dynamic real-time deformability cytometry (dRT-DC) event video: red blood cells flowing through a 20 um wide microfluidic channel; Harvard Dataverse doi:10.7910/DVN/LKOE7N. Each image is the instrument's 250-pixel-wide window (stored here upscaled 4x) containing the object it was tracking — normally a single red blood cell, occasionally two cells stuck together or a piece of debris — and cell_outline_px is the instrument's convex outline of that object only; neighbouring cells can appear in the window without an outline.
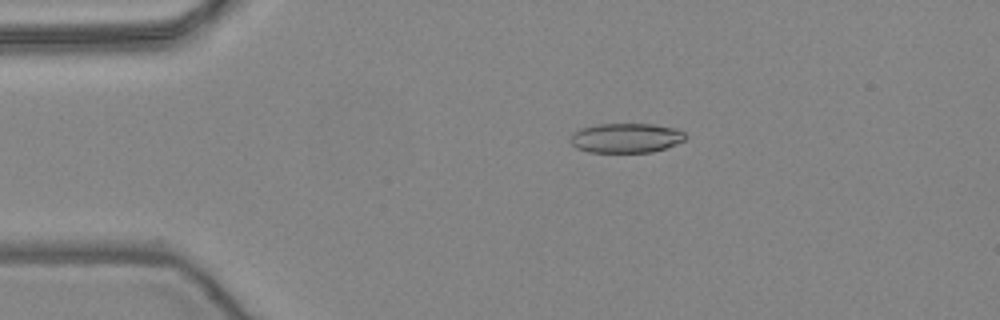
{"species": "common noctule bat (a hibernating species)", "species_latin": "Nyctalus noctula", "temperature_condition": "warm", "stored_images_in_passage": 43, "camera_frame_rate_fps": 3000, "um_per_image_px": 0.085, "animal": {"sex": "female", "body_mass_g": 24.6, "forearm_length_mm": 56.2}, "frame": {"image": 1, "passage_image": 1, "time_ms": 0.0, "image_size_px": [1000, 320], "cell_outline_px": [[688, 136], [684, 140], [676, 144], [652, 152], [588, 152], [576, 148], [568, 140], [572, 132], [580, 128], [596, 124], [652, 124], [676, 128], [684, 132]], "centroid_in_image_um": [53.18, 11.72], "position_along_channel_um": 31.8, "area_um2": 20.06}}
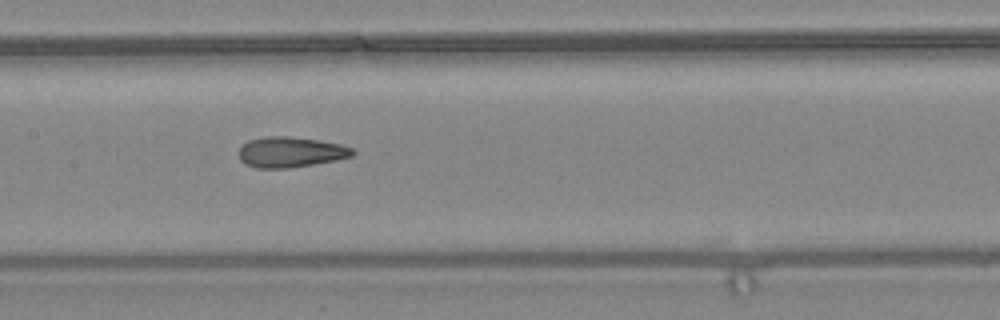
{"frame": {"image": 2, "passage_image": 16, "time_ms": 5.0, "image_size_px": [1000, 320], "cell_outline_px": [[356, 152], [352, 156], [336, 160], [288, 168], [256, 168], [244, 164], [240, 160], [236, 152], [248, 140], [268, 136], [288, 136], [316, 140], [340, 144], [352, 148]], "centroid_in_image_um": [24.65, 12.93], "position_along_channel_um": 182.8, "area_um2": 20.23}}
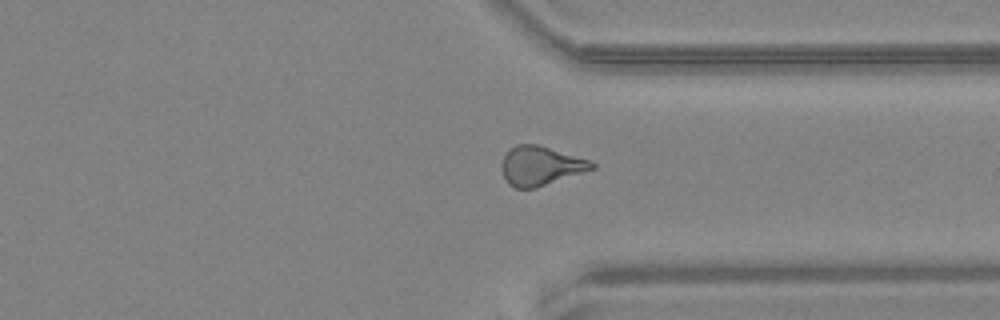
{"frame": {"image": 3, "passage_image": 30, "time_ms": 9.667, "image_size_px": [1000, 320], "cell_outline_px": [[596, 168], [536, 188], [516, 188], [508, 184], [500, 168], [500, 164], [504, 156], [516, 144], [536, 144], [592, 160], [596, 164]], "centroid_in_image_um": [45.96, 14.1], "position_along_channel_um": 365.4, "area_um2": 20.63}, "authors_computed_cell_mechanics": {"area_um2": 20.0566, "velocity_mm_per_s": 3.9461, "shape_relaxation_time_tau1_ms": null, "shape_relaxation_time_tau2_ms": 1.8586, "deformation_change_tau1": null, "deformation_change_tau2": 0.0962}}